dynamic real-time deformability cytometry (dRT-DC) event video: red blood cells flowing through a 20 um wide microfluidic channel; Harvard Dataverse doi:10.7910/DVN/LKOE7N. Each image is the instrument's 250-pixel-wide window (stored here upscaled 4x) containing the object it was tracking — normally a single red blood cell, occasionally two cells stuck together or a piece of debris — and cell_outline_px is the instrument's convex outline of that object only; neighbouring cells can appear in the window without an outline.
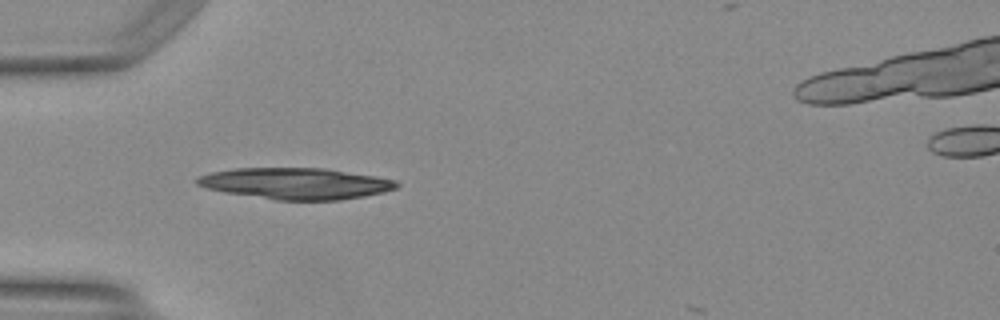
{"species": "Egyptian fruit bat (a non-hibernating species)", "species_latin": "Rousettus aegyptiacus", "temperature_condition": "warm", "stored_images_in_passage": 35, "camera_frame_rate_fps": 3000, "um_per_image_px": 0.085, "animal": {"sex": "female"}, "frame": {"image": 1, "passage_image": 4, "time_ms": 1.0, "image_size_px": [1000, 320], "cell_outline_px": [[400, 184], [396, 188], [384, 192], [364, 196], [340, 200], [276, 200], [224, 192], [208, 188], [196, 184], [196, 176], [212, 172], [236, 168], [324, 168], [376, 176], [396, 180]], "centroid_in_image_um": [25.15, 15.59], "position_along_channel_um": 59.8, "area_um2": 36.41}}
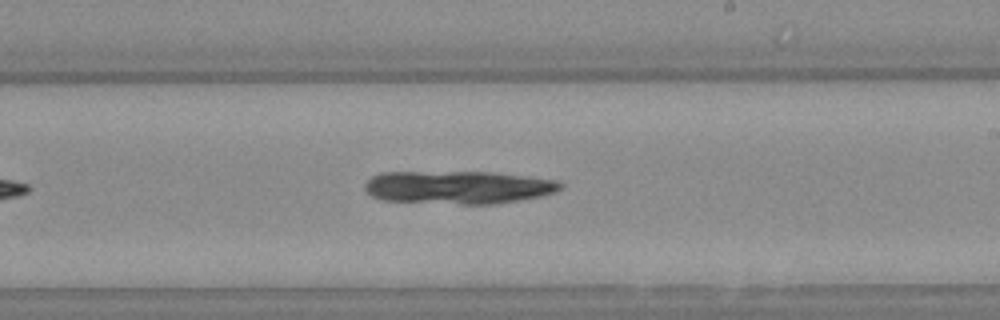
{"frame": {"image": 2, "passage_image": 18, "time_ms": 5.667, "image_size_px": [1000, 320], "cell_outline_px": [[564, 188], [556, 192], [540, 196], [496, 204], [460, 204], [380, 200], [372, 196], [364, 188], [364, 184], [372, 176], [380, 172], [488, 172], [560, 180], [564, 184]], "centroid_in_image_um": [38.96, 15.92], "position_along_channel_um": 250.0, "area_um2": 37.86}}
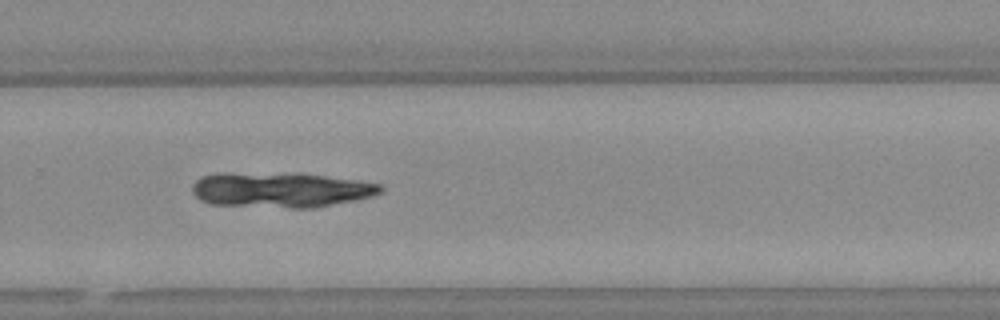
{"frame": {"image": 3, "passage_image": 22, "time_ms": 7.0, "image_size_px": [1000, 320], "cell_outline_px": [[384, 188], [380, 192], [372, 196], [356, 200], [316, 208], [288, 208], [212, 204], [200, 200], [192, 192], [192, 184], [200, 176], [216, 172], [224, 172], [324, 176], [356, 180], [380, 184]], "centroid_in_image_um": [23.81, 16.15], "position_along_channel_um": 306.0, "area_um2": 38.32}}